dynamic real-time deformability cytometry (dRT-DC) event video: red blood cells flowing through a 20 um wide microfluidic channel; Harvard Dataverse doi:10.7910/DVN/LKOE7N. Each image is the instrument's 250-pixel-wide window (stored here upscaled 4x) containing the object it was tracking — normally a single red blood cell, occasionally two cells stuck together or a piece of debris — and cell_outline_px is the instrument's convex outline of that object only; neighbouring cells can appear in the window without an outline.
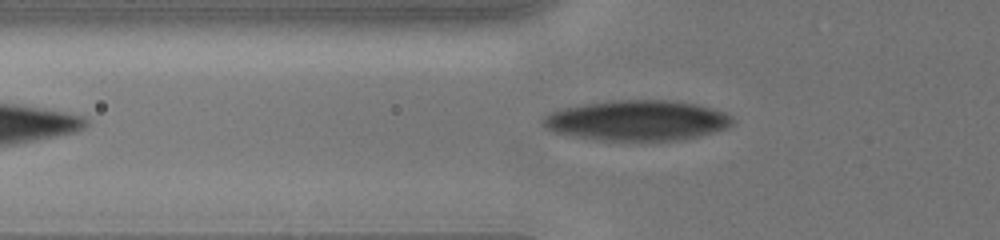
{"species": "human", "species_latin": "Homo sapiens", "temperature_condition": "cold", "stored_images_in_passage": 6, "camera_frame_rate_fps": 3000, "um_per_image_px": 0.085, "donor": {"sex": "male"}, "frame": {"image": 1, "passage_image": 2, "time_ms": 0.333, "image_size_px": [1000, 240], "cell_outline_px": [[736, 120], [728, 128], [680, 140], [604, 140], [576, 136], [552, 132], [540, 124], [540, 120], [548, 112], [564, 108], [584, 104], [608, 100], [668, 100], [696, 104], [712, 108], [724, 112], [732, 116]], "centroid_in_image_um": [54.14, 10.23], "position_along_channel_um": 71.7, "area_um2": 44.56}}
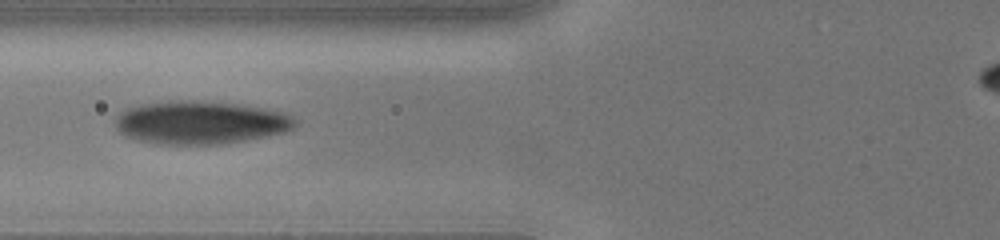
{"frame": {"image": 2, "passage_image": 5, "time_ms": 1.333, "image_size_px": [1000, 240], "cell_outline_px": [[300, 120], [296, 128], [284, 132], [268, 136], [248, 140], [220, 144], [156, 144], [124, 136], [116, 128], [116, 116], [120, 112], [128, 108], [140, 104], [168, 100], [192, 100], [240, 104], [264, 108], [284, 112]], "centroid_in_image_um": [17.08, 10.41], "position_along_channel_um": 108.7, "area_um2": 45.72}}